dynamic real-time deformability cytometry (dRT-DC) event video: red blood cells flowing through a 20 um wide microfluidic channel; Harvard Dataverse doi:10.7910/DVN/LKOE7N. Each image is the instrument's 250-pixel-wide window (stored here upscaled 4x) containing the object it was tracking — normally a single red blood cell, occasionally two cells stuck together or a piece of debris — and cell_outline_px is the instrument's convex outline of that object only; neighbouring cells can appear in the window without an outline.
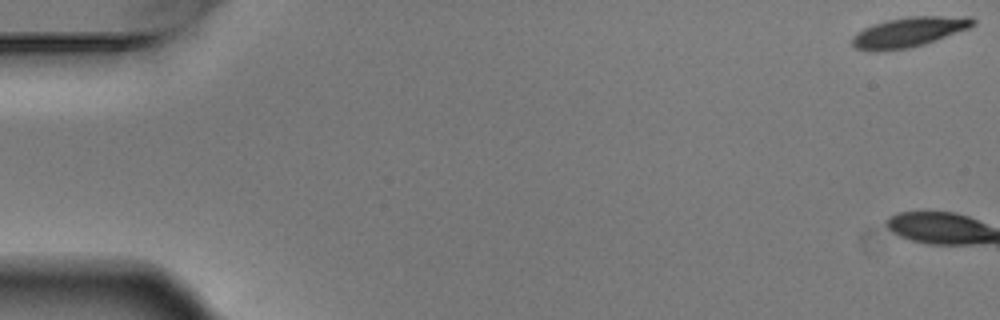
{"species": "Egyptian fruit bat (a non-hibernating species)", "species_latin": "Rousettus aegyptiacus", "temperature_condition": "warm", "stored_images_in_passage": 7, "segment_of_instrument_passage": [1, 2], "camera_frame_rate_fps": 3000, "um_per_image_px": 0.085, "animal": {"sex": "male"}, "frame": {"image": 1, "passage_image": 1, "time_ms": 0.0, "image_size_px": [1000, 320], "cell_outline_px": [[976, 24], [968, 28], [924, 44], [908, 48], [856, 48], [852, 44], [852, 36], [864, 28], [888, 20], [908, 16], [972, 16], [976, 20]], "centroid_in_image_um": [77.37, 2.66], "position_along_channel_um": 7.6, "area_um2": 20.17}}